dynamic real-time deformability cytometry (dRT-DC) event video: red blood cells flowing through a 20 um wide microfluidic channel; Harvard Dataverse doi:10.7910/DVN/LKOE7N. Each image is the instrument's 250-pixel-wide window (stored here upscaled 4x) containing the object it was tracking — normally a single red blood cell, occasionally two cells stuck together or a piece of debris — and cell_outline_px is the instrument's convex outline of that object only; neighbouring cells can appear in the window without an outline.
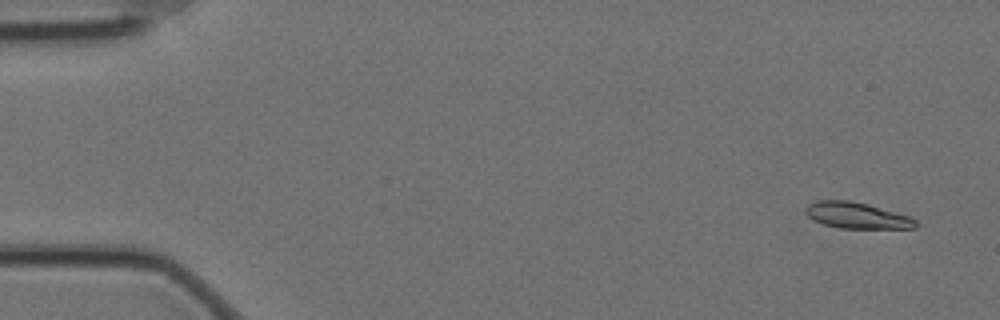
{"species": "Egyptian fruit bat (a non-hibernating species)", "species_latin": "Rousettus aegyptiacus", "temperature_condition": "cold", "stored_images_in_passage": 59, "camera_frame_rate_fps": 3000, "um_per_image_px": 0.085, "animal": {"sex": "female"}, "frame": {"image": 1, "passage_image": 4, "time_ms": 1.0, "image_size_px": [1000, 320], "cell_outline_px": [[916, 228], [840, 228], [824, 224], [812, 220], [804, 212], [804, 208], [808, 204], [816, 200], [848, 200], [868, 204], [908, 216], [916, 220]], "centroid_in_image_um": [72.76, 18.3], "position_along_channel_um": 12.2, "area_um2": 16.7}}
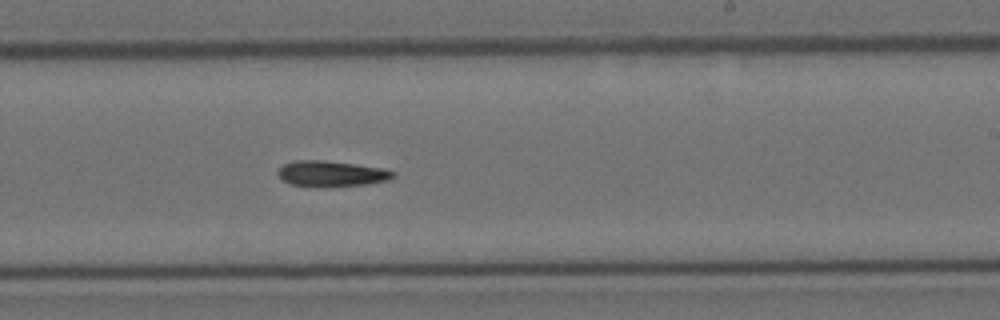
{"frame": {"image": 2, "passage_image": 36, "time_ms": 11.667, "image_size_px": [1000, 320], "cell_outline_px": [[396, 176], [388, 180], [368, 184], [324, 188], [320, 188], [292, 184], [280, 180], [276, 172], [284, 164], [296, 160], [324, 160], [384, 168], [396, 172]], "centroid_in_image_um": [28.17, 14.78], "position_along_channel_um": 260.8, "area_um2": 17.69}}
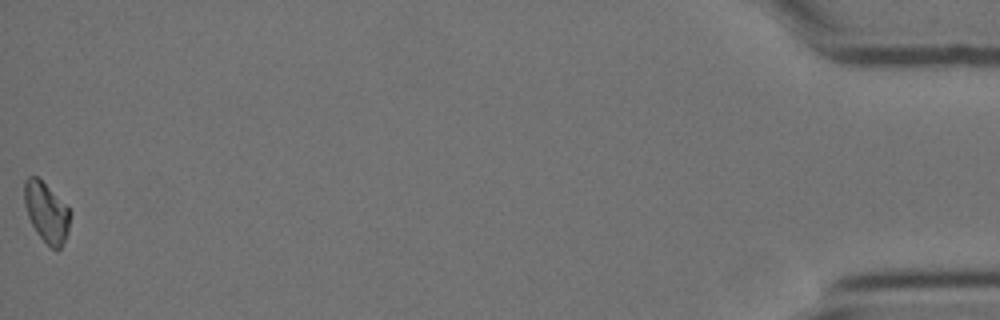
{"frame": {"image": 3, "passage_image": 59, "time_ms": 19.333, "image_size_px": [1000, 320], "cell_outline_px": [[72, 212], [68, 232], [60, 248], [52, 248], [36, 232], [28, 216], [24, 204], [24, 180], [28, 176], [36, 176]], "centroid_in_image_um": [3.94, 18.04], "position_along_channel_um": 431.3, "area_um2": 15.61}, "authors_computed_cell_mechanics": {"area_um2": 16.762, "velocity_mm_per_s": 3.487, "shape_relaxation_time_tau1_ms": 6.7023, "shape_relaxation_time_tau2_ms": null, "deformation_change_tau1": 0.1654, "deformation_change_tau2": null}}